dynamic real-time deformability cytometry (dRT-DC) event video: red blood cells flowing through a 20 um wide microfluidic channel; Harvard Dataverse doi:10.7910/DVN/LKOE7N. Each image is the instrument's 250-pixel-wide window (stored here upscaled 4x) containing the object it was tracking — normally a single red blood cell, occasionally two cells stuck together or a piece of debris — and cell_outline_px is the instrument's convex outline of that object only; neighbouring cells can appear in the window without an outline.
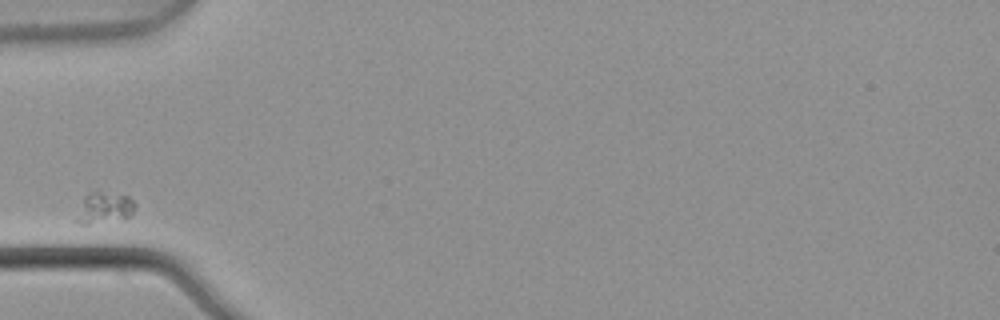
{"species": "common noctule bat (a hibernating species)", "species_latin": "Nyctalus noctula", "temperature_condition": "warm", "stored_images_in_passage": 6, "camera_frame_rate_fps": 3000, "um_per_image_px": 0.085, "animal": {"sex": "male", "body_mass_g": 21.5, "forearm_length_mm": 52.0}, "frame": {"image": 1, "passage_image": 1, "time_ms": 0.0, "image_size_px": [1000, 320], "cell_outline_px": [[136, 212], [124, 220], [88, 224], [80, 224], [72, 220], [84, 196], [88, 192], [100, 192], [128, 196], [136, 204]], "centroid_in_image_um": [8.84, 17.71], "position_along_channel_um": 76.2, "area_um2": 11.16}}
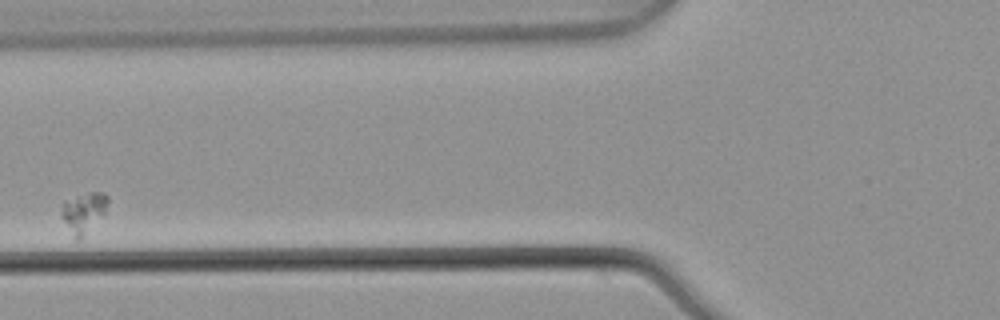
{"frame": {"image": 2, "passage_image": 2, "time_ms": 0.333, "image_size_px": [1000, 320], "cell_outline_px": [[108, 200], [104, 216], [80, 240], [72, 240], [60, 216], [60, 212], [64, 204], [88, 192], [104, 192], [108, 196]], "centroid_in_image_um": [7.12, 18.15], "position_along_channel_um": 118.7, "area_um2": 11.04}}
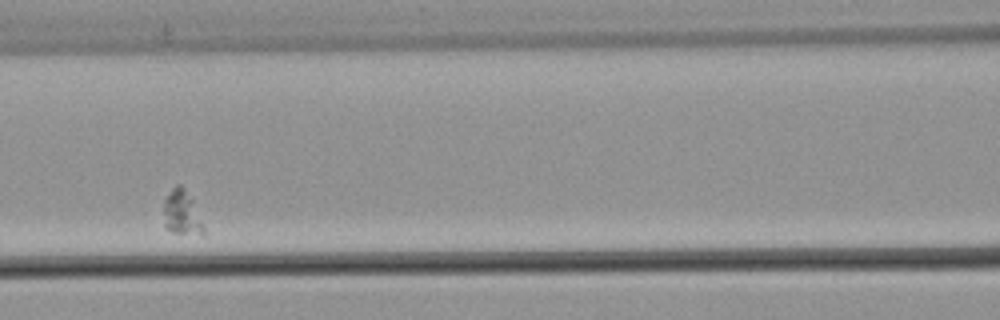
{"frame": {"image": 3, "passage_image": 3, "time_ms": 0.667, "image_size_px": [1000, 320], "cell_outline_px": [[204, 236], [176, 232], [164, 228], [164, 200], [172, 188], [176, 184], [180, 184], [184, 188], [192, 200], [204, 228]], "centroid_in_image_um": [15.44, 18.1], "position_along_channel_um": 151.2, "area_um2": 10.23}}